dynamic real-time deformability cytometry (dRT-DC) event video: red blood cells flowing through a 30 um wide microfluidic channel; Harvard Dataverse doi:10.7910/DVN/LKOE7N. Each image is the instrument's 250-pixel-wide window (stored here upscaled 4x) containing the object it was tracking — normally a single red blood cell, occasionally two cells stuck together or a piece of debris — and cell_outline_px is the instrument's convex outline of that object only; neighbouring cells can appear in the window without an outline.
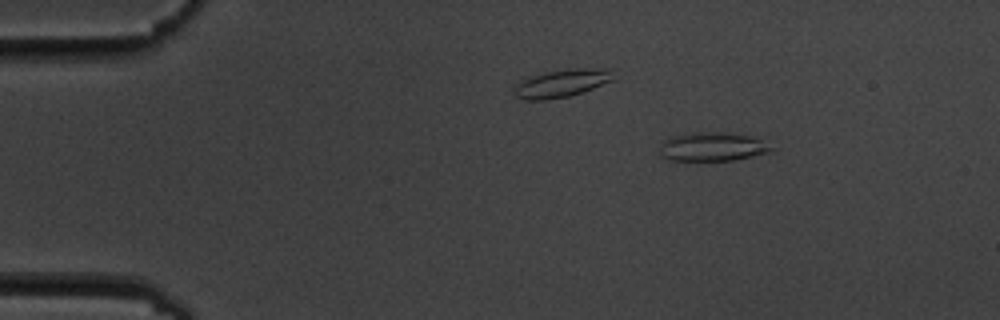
{"species": "common noctule bat (a hibernating species)", "species_latin": "Nyctalus noctula", "temperature_condition": "cold", "stored_images_in_passage": 6, "camera_frame_rate_fps": 3000, "um_per_image_px": 0.085, "animal": {"sex": "male", "body_mass_g": 19.5, "forearm_length_mm": 54.6}, "frame": {"image": 1, "passage_image": 1, "time_ms": 0.0, "image_size_px": [1000, 320], "cell_outline_px": [[776, 148], [772, 152], [732, 160], [672, 160], [660, 156], [660, 148], [664, 140], [672, 136], [692, 132], [716, 132], [752, 136]], "centroid_in_image_um": [60.57, 12.47], "position_along_channel_um": 24.4, "area_um2": 18.61}}
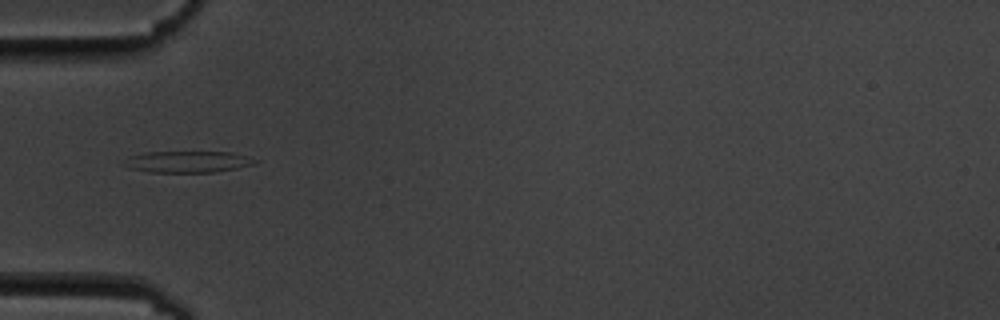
{"frame": {"image": 2, "passage_image": 4, "time_ms": 3.333, "image_size_px": [1000, 320], "cell_outline_px": [[256, 160], [252, 164], [236, 168], [212, 172], [148, 172], [128, 168], [120, 164], [128, 156], [144, 152], [232, 152], [248, 156]], "centroid_in_image_um": [15.84, 13.74], "position_along_channel_um": 69.2, "area_um2": 16.42}}
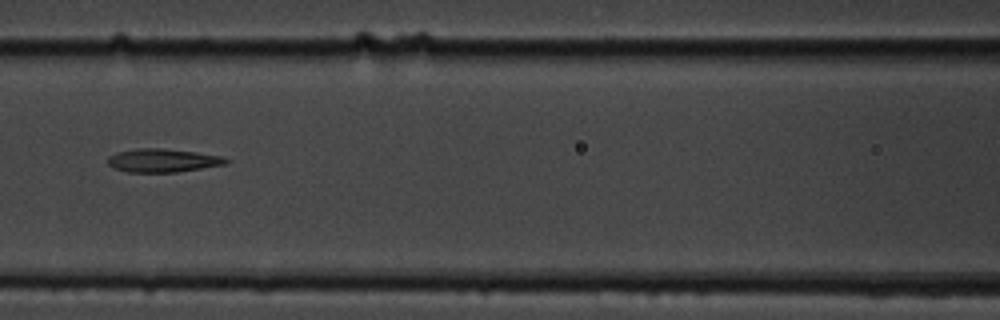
{"frame": {"image": 3, "passage_image": 6, "time_ms": 5.667, "image_size_px": [1000, 320], "cell_outline_px": [[232, 160], [228, 164], [176, 172], [128, 172], [116, 168], [108, 164], [108, 156], [116, 152], [136, 148], [160, 148], [196, 152], [224, 156]], "centroid_in_image_um": [13.89, 13.63], "position_along_channel_um": 152.7, "area_um2": 16.24}}